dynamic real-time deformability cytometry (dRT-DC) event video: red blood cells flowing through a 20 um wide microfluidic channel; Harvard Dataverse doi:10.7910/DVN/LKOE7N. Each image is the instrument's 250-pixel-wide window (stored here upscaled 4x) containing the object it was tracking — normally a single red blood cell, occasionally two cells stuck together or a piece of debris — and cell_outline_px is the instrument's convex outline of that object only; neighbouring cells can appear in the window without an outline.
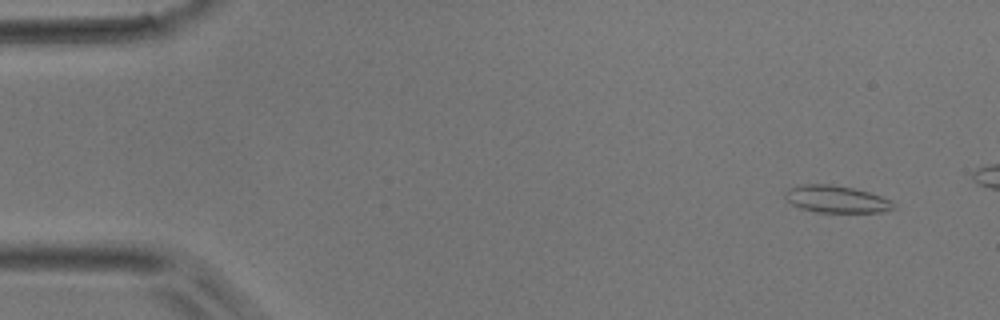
{"species": "common noctule bat (a hibernating species)", "species_latin": "Nyctalus noctula", "temperature_condition": "room temperature", "stored_images_in_passage": 13, "camera_frame_rate_fps": 3000, "um_per_image_px": 0.085, "animal": {"sex": "male", "body_mass_g": 17.9}, "frame": {"image": 1, "passage_image": 3, "time_ms": 0.667, "image_size_px": [1000, 320], "cell_outline_px": [[896, 208], [884, 212], [816, 212], [800, 208], [792, 204], [784, 196], [784, 192], [788, 188], [804, 184], [832, 184], [852, 188], [868, 192], [892, 200], [896, 204]], "centroid_in_image_um": [71.11, 16.93], "position_along_channel_um": 13.9, "area_um2": 17.22}}